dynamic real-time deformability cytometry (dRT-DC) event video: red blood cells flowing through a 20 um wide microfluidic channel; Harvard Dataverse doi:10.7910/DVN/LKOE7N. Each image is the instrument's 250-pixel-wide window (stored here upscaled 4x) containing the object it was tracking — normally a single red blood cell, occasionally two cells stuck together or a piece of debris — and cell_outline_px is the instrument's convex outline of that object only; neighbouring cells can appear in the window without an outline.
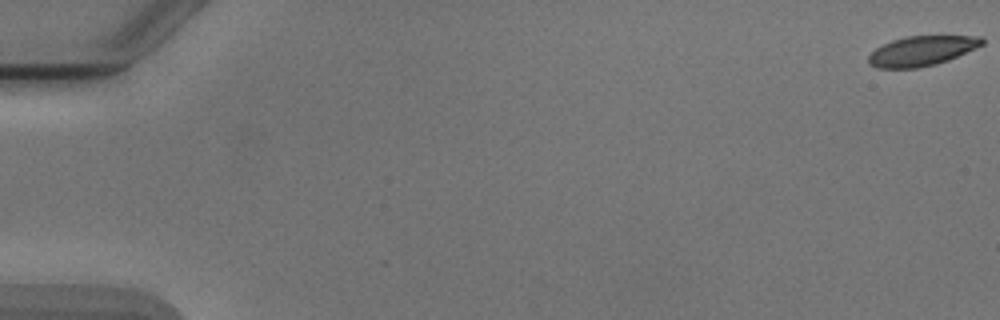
{"species": "Egyptian fruit bat (a non-hibernating species)", "species_latin": "Rousettus aegyptiacus", "temperature_condition": "cold", "stored_images_in_passage": 5, "camera_frame_rate_fps": 3000, "um_per_image_px": 0.085, "animal": {"sex": "male"}, "frame": {"image": 1, "passage_image": 1, "time_ms": 0.0, "image_size_px": [1000, 320], "cell_outline_px": [[984, 44], [976, 48], [948, 60], [936, 64], [916, 68], [876, 68], [868, 64], [868, 56], [876, 48], [892, 40], [908, 36], [984, 36]], "centroid_in_image_um": [78.35, 4.33], "position_along_channel_um": 6.6, "area_um2": 19.71}}
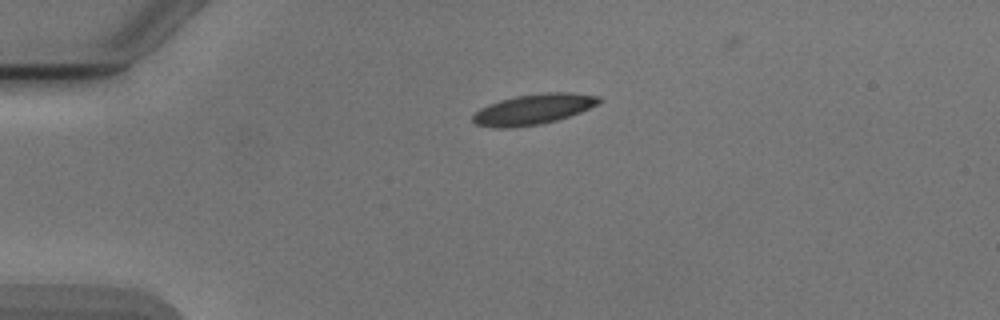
{"frame": {"image": 2, "passage_image": 5, "time_ms": 4.333, "image_size_px": [1000, 320], "cell_outline_px": [[600, 100], [596, 104], [580, 112], [556, 120], [540, 124], [512, 128], [492, 128], [476, 124], [472, 120], [472, 116], [480, 108], [488, 104], [500, 100], [516, 96], [544, 92], [568, 92], [600, 96]], "centroid_in_image_um": [45.28, 9.29], "position_along_channel_um": 39.7, "area_um2": 22.25}}